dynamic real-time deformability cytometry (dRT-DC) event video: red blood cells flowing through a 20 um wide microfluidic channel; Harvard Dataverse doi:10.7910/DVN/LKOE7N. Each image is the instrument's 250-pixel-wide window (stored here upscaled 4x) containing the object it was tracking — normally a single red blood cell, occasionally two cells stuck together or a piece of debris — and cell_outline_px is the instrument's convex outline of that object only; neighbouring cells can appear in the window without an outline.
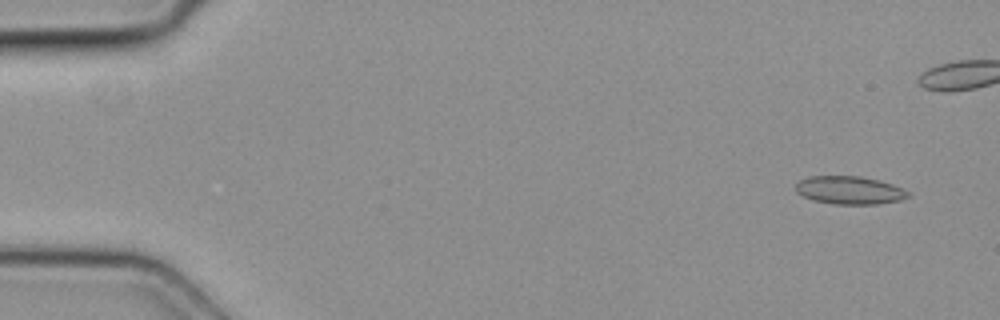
{"species": "common noctule bat (a hibernating species)", "species_latin": "Nyctalus noctula", "temperature_condition": "cold", "stored_images_in_passage": 5, "camera_frame_rate_fps": 3000, "um_per_image_px": 0.085, "animal": {"sex": "female", "body_mass_g": 19.3, "forearm_length_mm": 54.1}, "frame": {"image": 1, "passage_image": 1, "time_ms": 0.0, "image_size_px": [1000, 320], "cell_outline_px": [[912, 196], [900, 200], [876, 204], [832, 204], [812, 200], [796, 192], [796, 184], [800, 180], [808, 176], [860, 176], [892, 184], [908, 192]], "centroid_in_image_um": [72.19, 16.17], "position_along_channel_um": 12.8, "area_um2": 18.26}}